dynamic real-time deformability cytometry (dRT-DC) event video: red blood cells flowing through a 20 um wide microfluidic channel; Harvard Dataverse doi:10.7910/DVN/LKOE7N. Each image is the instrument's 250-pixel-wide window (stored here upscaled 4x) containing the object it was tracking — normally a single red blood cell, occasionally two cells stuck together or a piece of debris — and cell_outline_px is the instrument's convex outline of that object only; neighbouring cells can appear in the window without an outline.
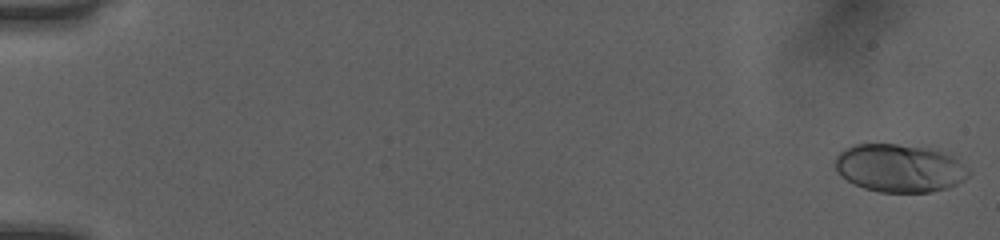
{"species": "human", "species_latin": "Homo sapiens", "temperature_condition": "room temperature", "stored_images_in_passage": 51, "camera_frame_rate_fps": 3000, "um_per_image_px": 0.085, "donor": {"sex": "female"}, "frame": {"image": 1, "passage_image": 1, "time_ms": 0.0, "image_size_px": [1000, 240], "cell_outline_px": [[972, 172], [964, 180], [948, 188], [932, 192], [880, 192], [864, 188], [852, 184], [840, 176], [836, 172], [836, 156], [844, 148], [856, 144], [896, 144], [928, 148], [952, 156], [968, 168]], "centroid_in_image_um": [76.44, 14.3], "position_along_channel_um": 8.6, "area_um2": 37.45}}
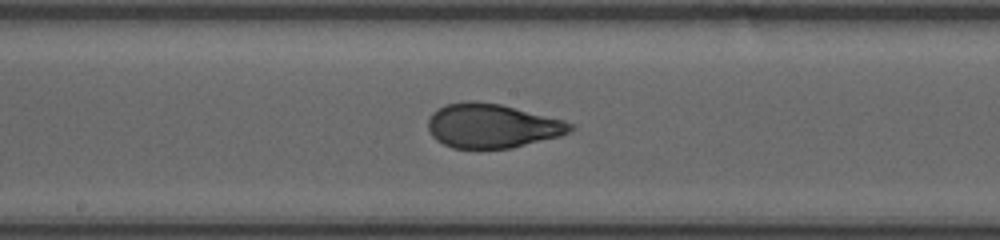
{"frame": {"image": 2, "passage_image": 29, "time_ms": 9.333, "image_size_px": [1000, 240], "cell_outline_px": [[576, 128], [560, 136], [512, 148], [452, 148], [436, 140], [432, 136], [428, 128], [428, 120], [432, 112], [444, 104], [464, 100], [476, 100], [500, 104], [564, 120], [572, 124]], "centroid_in_image_um": [41.8, 10.68], "position_along_channel_um": 206.4, "area_um2": 36.82}}
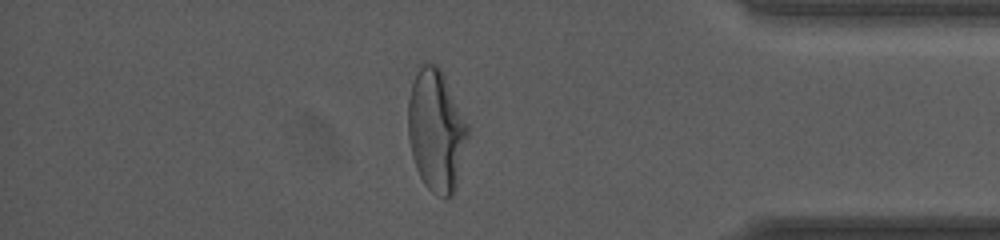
{"frame": {"image": 3, "passage_image": 45, "time_ms": 14.667, "image_size_px": [1000, 240], "cell_outline_px": [[468, 136], [456, 188], [452, 196], [444, 200], [436, 196], [424, 184], [416, 168], [412, 156], [408, 140], [408, 100], [412, 84], [420, 64], [436, 64], [440, 68], [444, 76], [468, 128]], "centroid_in_image_um": [37.05, 11.16], "position_along_channel_um": 398.1, "area_um2": 42.08}}